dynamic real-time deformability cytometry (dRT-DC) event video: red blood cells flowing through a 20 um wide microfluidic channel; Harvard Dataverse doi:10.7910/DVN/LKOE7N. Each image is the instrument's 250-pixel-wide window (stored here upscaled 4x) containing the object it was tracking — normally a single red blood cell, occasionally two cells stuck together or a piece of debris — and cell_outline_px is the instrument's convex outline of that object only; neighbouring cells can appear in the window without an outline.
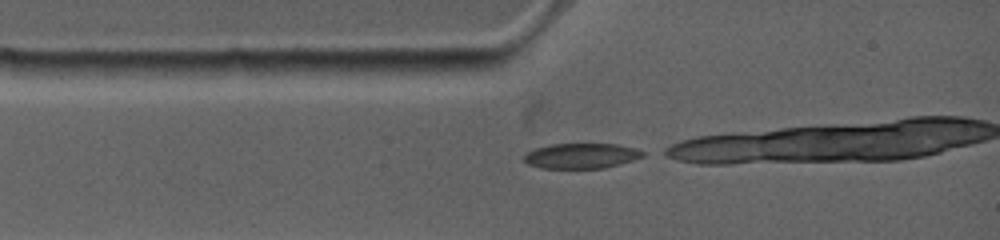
{"species": "common noctule bat (a hibernating species)", "species_latin": "Nyctalus noctula", "temperature_condition": "warm", "stored_images_in_passage": 3, "camera_frame_rate_fps": 4500, "um_per_image_px": 0.085, "animal": {"sex": "female", "body_mass_g": 19.0, "forearm_length_mm": 53.3}, "frame": {"image": 1, "passage_image": 1, "time_ms": 0.0, "image_size_px": [1000, 240], "cell_outline_px": [[644, 156], [632, 160], [604, 168], [544, 168], [528, 164], [524, 160], [524, 156], [528, 152], [536, 148], [552, 144], [612, 144], [632, 148], [644, 152]], "centroid_in_image_um": [49.38, 13.25], "position_along_channel_um": 35.6, "area_um2": 17.05}}